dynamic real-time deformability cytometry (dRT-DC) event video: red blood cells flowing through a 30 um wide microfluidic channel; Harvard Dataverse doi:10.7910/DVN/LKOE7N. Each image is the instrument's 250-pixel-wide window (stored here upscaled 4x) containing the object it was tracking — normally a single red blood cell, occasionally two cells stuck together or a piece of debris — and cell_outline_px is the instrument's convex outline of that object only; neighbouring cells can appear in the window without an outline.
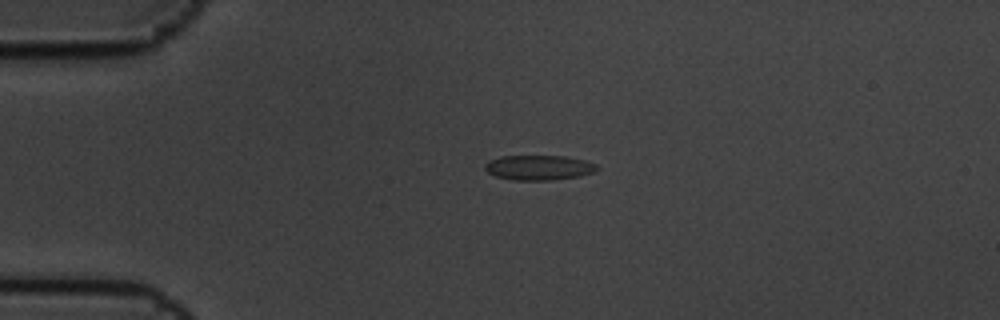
{"species": "common noctule bat (a hibernating species)", "species_latin": "Nyctalus noctula", "temperature_condition": "cold", "stored_images_in_passage": 5, "camera_frame_rate_fps": 3000, "um_per_image_px": 0.085, "animal": {"sex": "male", "body_mass_g": 19.5, "forearm_length_mm": 54.6}, "frame": {"image": 1, "passage_image": 5, "time_ms": 1.333, "image_size_px": [1000, 320], "cell_outline_px": [[600, 168], [596, 172], [580, 176], [552, 180], [512, 180], [496, 176], [488, 172], [484, 168], [484, 164], [488, 160], [500, 156], [564, 156], [588, 160], [596, 164]], "centroid_in_image_um": [45.84, 14.24], "position_along_channel_um": 39.2, "area_um2": 16.53}}